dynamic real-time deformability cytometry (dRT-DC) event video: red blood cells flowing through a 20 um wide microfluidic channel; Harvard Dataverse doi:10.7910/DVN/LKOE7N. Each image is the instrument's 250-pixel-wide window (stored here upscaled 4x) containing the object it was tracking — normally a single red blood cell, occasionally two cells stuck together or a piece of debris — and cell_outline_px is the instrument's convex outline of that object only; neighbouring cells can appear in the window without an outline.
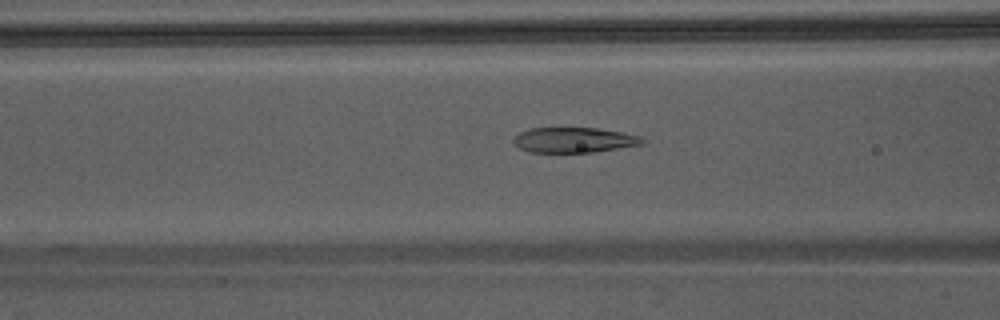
{"species": "Egyptian fruit bat (a non-hibernating species)", "species_latin": "Rousettus aegyptiacus", "temperature_condition": "warm", "stored_images_in_passage": 32, "camera_frame_rate_fps": 3000, "um_per_image_px": 0.085, "animal": {"sex": "male"}, "frame": {"image": 1, "passage_image": 5, "time_ms": 1.333, "image_size_px": [1000, 320], "cell_outline_px": [[644, 144], [592, 152], [532, 152], [520, 148], [512, 144], [512, 140], [520, 132], [528, 128], [596, 128], [620, 132], [640, 136], [644, 140]], "centroid_in_image_um": [48.75, 11.9], "position_along_channel_um": 117.8, "area_um2": 18.79}}
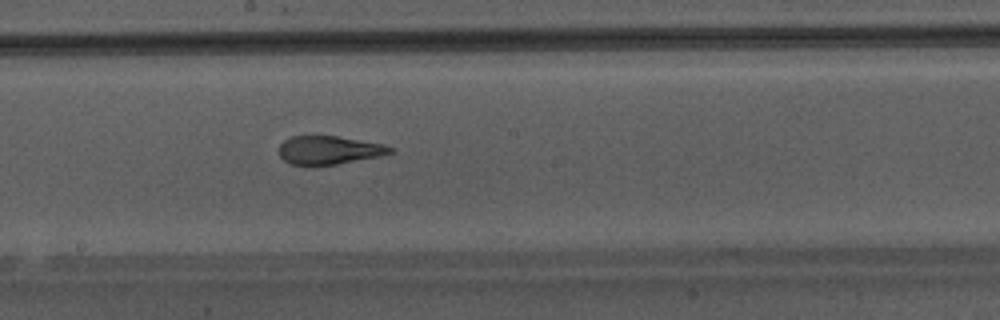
{"frame": {"image": 2, "passage_image": 12, "time_ms": 3.667, "image_size_px": [1000, 320], "cell_outline_px": [[396, 152], [380, 156], [336, 164], [308, 168], [288, 164], [280, 156], [280, 144], [284, 140], [292, 136], [336, 136], [384, 144], [396, 148]], "centroid_in_image_um": [27.96, 12.8], "position_along_channel_um": 220.2, "area_um2": 18.96}}
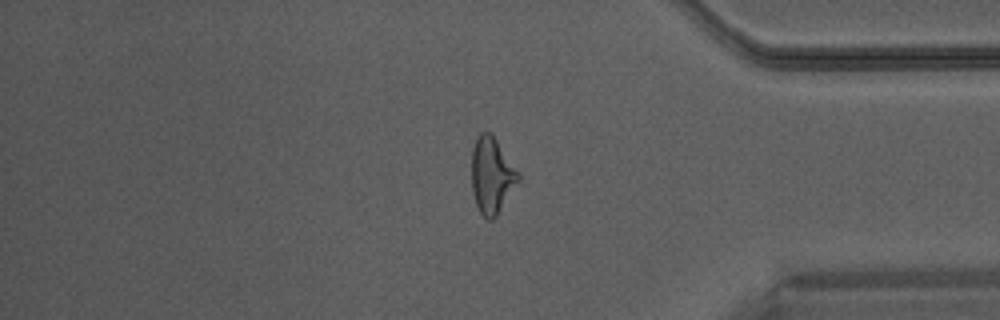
{"frame": {"image": 3, "passage_image": 25, "time_ms": 8.0, "image_size_px": [1000, 320], "cell_outline_px": [[520, 180], [496, 216], [492, 220], [488, 220], [480, 212], [476, 204], [472, 192], [472, 148], [476, 136], [480, 132], [488, 132], [496, 140], [520, 176]], "centroid_in_image_um": [41.77, 14.92], "position_along_channel_um": 393.4, "area_um2": 20.35}}